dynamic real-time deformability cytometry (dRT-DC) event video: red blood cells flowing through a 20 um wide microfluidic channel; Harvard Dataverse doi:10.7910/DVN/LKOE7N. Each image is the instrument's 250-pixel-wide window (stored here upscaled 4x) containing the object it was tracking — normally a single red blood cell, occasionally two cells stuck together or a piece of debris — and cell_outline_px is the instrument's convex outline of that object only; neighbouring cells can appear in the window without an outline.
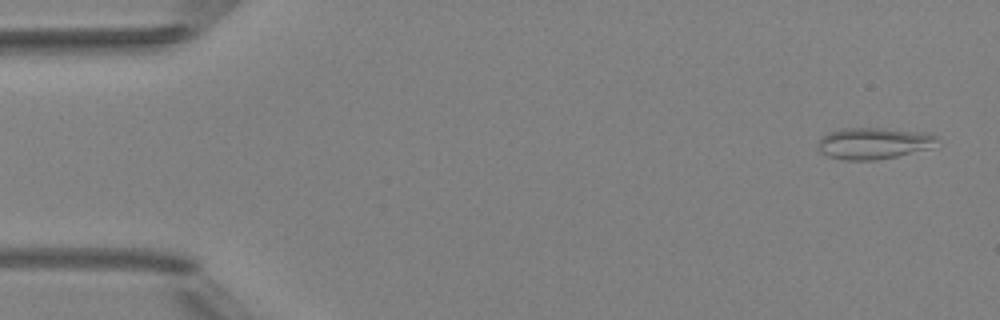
{"species": "Egyptian fruit bat (a non-hibernating species)", "species_latin": "Rousettus aegyptiacus", "temperature_condition": "room temperature", "stored_images_in_passage": 6, "camera_frame_rate_fps": 3000, "um_per_image_px": 0.085, "animal": {"sex": "female"}, "frame": {"image": 1, "passage_image": 1, "time_ms": 0.0, "image_size_px": [1000, 320], "cell_outline_px": [[936, 140], [932, 148], [880, 160], [844, 160], [828, 156], [820, 152], [816, 148], [820, 140], [828, 132], [840, 128], [884, 128], [924, 132], [936, 136]], "centroid_in_image_um": [74.23, 12.18], "position_along_channel_um": 10.8, "area_um2": 21.96}}
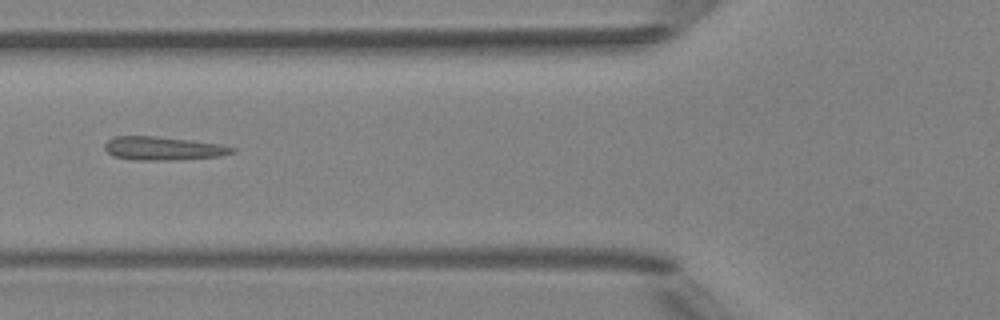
{"frame": {"image": 2, "passage_image": 6, "time_ms": 5.667, "image_size_px": [1000, 320], "cell_outline_px": [[236, 152], [220, 156], [172, 160], [136, 160], [112, 156], [104, 148], [104, 144], [108, 140], [116, 136], [152, 136], [192, 140], [220, 144], [236, 148]], "centroid_in_image_um": [13.87, 12.61], "position_along_channel_um": 111.9, "area_um2": 17.46}}